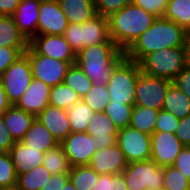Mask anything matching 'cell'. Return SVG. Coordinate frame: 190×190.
Here are the masks:
<instances>
[{
    "mask_svg": "<svg viewBox=\"0 0 190 190\" xmlns=\"http://www.w3.org/2000/svg\"><path fill=\"white\" fill-rule=\"evenodd\" d=\"M68 23L83 24L96 14L94 0H57Z\"/></svg>",
    "mask_w": 190,
    "mask_h": 190,
    "instance_id": "23",
    "label": "cell"
},
{
    "mask_svg": "<svg viewBox=\"0 0 190 190\" xmlns=\"http://www.w3.org/2000/svg\"><path fill=\"white\" fill-rule=\"evenodd\" d=\"M132 3L140 6L156 18H163L168 0H132Z\"/></svg>",
    "mask_w": 190,
    "mask_h": 190,
    "instance_id": "41",
    "label": "cell"
},
{
    "mask_svg": "<svg viewBox=\"0 0 190 190\" xmlns=\"http://www.w3.org/2000/svg\"><path fill=\"white\" fill-rule=\"evenodd\" d=\"M21 0H0V15L12 16Z\"/></svg>",
    "mask_w": 190,
    "mask_h": 190,
    "instance_id": "49",
    "label": "cell"
},
{
    "mask_svg": "<svg viewBox=\"0 0 190 190\" xmlns=\"http://www.w3.org/2000/svg\"><path fill=\"white\" fill-rule=\"evenodd\" d=\"M81 98L64 83L52 86L50 90L49 105L67 110Z\"/></svg>",
    "mask_w": 190,
    "mask_h": 190,
    "instance_id": "32",
    "label": "cell"
},
{
    "mask_svg": "<svg viewBox=\"0 0 190 190\" xmlns=\"http://www.w3.org/2000/svg\"><path fill=\"white\" fill-rule=\"evenodd\" d=\"M165 190H190V180L173 165L164 167Z\"/></svg>",
    "mask_w": 190,
    "mask_h": 190,
    "instance_id": "37",
    "label": "cell"
},
{
    "mask_svg": "<svg viewBox=\"0 0 190 190\" xmlns=\"http://www.w3.org/2000/svg\"><path fill=\"white\" fill-rule=\"evenodd\" d=\"M25 54L28 56L33 78L51 87L63 83L68 69L75 64L38 54L30 45Z\"/></svg>",
    "mask_w": 190,
    "mask_h": 190,
    "instance_id": "9",
    "label": "cell"
},
{
    "mask_svg": "<svg viewBox=\"0 0 190 190\" xmlns=\"http://www.w3.org/2000/svg\"><path fill=\"white\" fill-rule=\"evenodd\" d=\"M162 109L179 119H183L190 115V98L171 83L166 91Z\"/></svg>",
    "mask_w": 190,
    "mask_h": 190,
    "instance_id": "26",
    "label": "cell"
},
{
    "mask_svg": "<svg viewBox=\"0 0 190 190\" xmlns=\"http://www.w3.org/2000/svg\"><path fill=\"white\" fill-rule=\"evenodd\" d=\"M95 143V138L86 132H72L60 144L71 167H75L89 165L94 152L98 151Z\"/></svg>",
    "mask_w": 190,
    "mask_h": 190,
    "instance_id": "12",
    "label": "cell"
},
{
    "mask_svg": "<svg viewBox=\"0 0 190 190\" xmlns=\"http://www.w3.org/2000/svg\"><path fill=\"white\" fill-rule=\"evenodd\" d=\"M172 81L141 72L137 78L135 105L161 110L165 94Z\"/></svg>",
    "mask_w": 190,
    "mask_h": 190,
    "instance_id": "10",
    "label": "cell"
},
{
    "mask_svg": "<svg viewBox=\"0 0 190 190\" xmlns=\"http://www.w3.org/2000/svg\"><path fill=\"white\" fill-rule=\"evenodd\" d=\"M15 144L14 139L11 137L8 129L6 128L2 114H0V146L9 152L11 147Z\"/></svg>",
    "mask_w": 190,
    "mask_h": 190,
    "instance_id": "47",
    "label": "cell"
},
{
    "mask_svg": "<svg viewBox=\"0 0 190 190\" xmlns=\"http://www.w3.org/2000/svg\"><path fill=\"white\" fill-rule=\"evenodd\" d=\"M7 152L0 146V157L6 154Z\"/></svg>",
    "mask_w": 190,
    "mask_h": 190,
    "instance_id": "54",
    "label": "cell"
},
{
    "mask_svg": "<svg viewBox=\"0 0 190 190\" xmlns=\"http://www.w3.org/2000/svg\"><path fill=\"white\" fill-rule=\"evenodd\" d=\"M188 32L173 21L156 18L153 24L125 51L139 63L149 53L165 48L186 47Z\"/></svg>",
    "mask_w": 190,
    "mask_h": 190,
    "instance_id": "1",
    "label": "cell"
},
{
    "mask_svg": "<svg viewBox=\"0 0 190 190\" xmlns=\"http://www.w3.org/2000/svg\"><path fill=\"white\" fill-rule=\"evenodd\" d=\"M174 135L184 146H190V115L180 119L178 128Z\"/></svg>",
    "mask_w": 190,
    "mask_h": 190,
    "instance_id": "45",
    "label": "cell"
},
{
    "mask_svg": "<svg viewBox=\"0 0 190 190\" xmlns=\"http://www.w3.org/2000/svg\"><path fill=\"white\" fill-rule=\"evenodd\" d=\"M21 141L29 148L39 149L44 153L60 144L36 118Z\"/></svg>",
    "mask_w": 190,
    "mask_h": 190,
    "instance_id": "24",
    "label": "cell"
},
{
    "mask_svg": "<svg viewBox=\"0 0 190 190\" xmlns=\"http://www.w3.org/2000/svg\"><path fill=\"white\" fill-rule=\"evenodd\" d=\"M17 184V175L10 154L7 152L0 157V187L14 188Z\"/></svg>",
    "mask_w": 190,
    "mask_h": 190,
    "instance_id": "38",
    "label": "cell"
},
{
    "mask_svg": "<svg viewBox=\"0 0 190 190\" xmlns=\"http://www.w3.org/2000/svg\"><path fill=\"white\" fill-rule=\"evenodd\" d=\"M116 144L128 163L151 158V135L130 126L118 130Z\"/></svg>",
    "mask_w": 190,
    "mask_h": 190,
    "instance_id": "11",
    "label": "cell"
},
{
    "mask_svg": "<svg viewBox=\"0 0 190 190\" xmlns=\"http://www.w3.org/2000/svg\"><path fill=\"white\" fill-rule=\"evenodd\" d=\"M173 166L190 180V146H184L176 157Z\"/></svg>",
    "mask_w": 190,
    "mask_h": 190,
    "instance_id": "43",
    "label": "cell"
},
{
    "mask_svg": "<svg viewBox=\"0 0 190 190\" xmlns=\"http://www.w3.org/2000/svg\"><path fill=\"white\" fill-rule=\"evenodd\" d=\"M2 117L14 141H21L23 139L30 129L31 123L36 118L34 115L17 108L15 105H12L4 112Z\"/></svg>",
    "mask_w": 190,
    "mask_h": 190,
    "instance_id": "22",
    "label": "cell"
},
{
    "mask_svg": "<svg viewBox=\"0 0 190 190\" xmlns=\"http://www.w3.org/2000/svg\"><path fill=\"white\" fill-rule=\"evenodd\" d=\"M66 111L69 117L71 133L86 132L87 126L89 125L92 116L95 114V112L82 100L75 103Z\"/></svg>",
    "mask_w": 190,
    "mask_h": 190,
    "instance_id": "29",
    "label": "cell"
},
{
    "mask_svg": "<svg viewBox=\"0 0 190 190\" xmlns=\"http://www.w3.org/2000/svg\"><path fill=\"white\" fill-rule=\"evenodd\" d=\"M125 57L111 39L107 43L87 46L76 53L75 64L98 86L107 84L117 64Z\"/></svg>",
    "mask_w": 190,
    "mask_h": 190,
    "instance_id": "2",
    "label": "cell"
},
{
    "mask_svg": "<svg viewBox=\"0 0 190 190\" xmlns=\"http://www.w3.org/2000/svg\"><path fill=\"white\" fill-rule=\"evenodd\" d=\"M188 98H190V66H186L172 81Z\"/></svg>",
    "mask_w": 190,
    "mask_h": 190,
    "instance_id": "44",
    "label": "cell"
},
{
    "mask_svg": "<svg viewBox=\"0 0 190 190\" xmlns=\"http://www.w3.org/2000/svg\"><path fill=\"white\" fill-rule=\"evenodd\" d=\"M52 175L69 173L71 165L68 157L64 152V148L59 144L58 146L49 149L43 158L42 164Z\"/></svg>",
    "mask_w": 190,
    "mask_h": 190,
    "instance_id": "31",
    "label": "cell"
},
{
    "mask_svg": "<svg viewBox=\"0 0 190 190\" xmlns=\"http://www.w3.org/2000/svg\"><path fill=\"white\" fill-rule=\"evenodd\" d=\"M139 64L143 73L173 81L187 66V50L186 47L165 48L149 53Z\"/></svg>",
    "mask_w": 190,
    "mask_h": 190,
    "instance_id": "4",
    "label": "cell"
},
{
    "mask_svg": "<svg viewBox=\"0 0 190 190\" xmlns=\"http://www.w3.org/2000/svg\"><path fill=\"white\" fill-rule=\"evenodd\" d=\"M27 48L0 47V76Z\"/></svg>",
    "mask_w": 190,
    "mask_h": 190,
    "instance_id": "42",
    "label": "cell"
},
{
    "mask_svg": "<svg viewBox=\"0 0 190 190\" xmlns=\"http://www.w3.org/2000/svg\"><path fill=\"white\" fill-rule=\"evenodd\" d=\"M12 104L8 101L7 95L0 80V114L6 112Z\"/></svg>",
    "mask_w": 190,
    "mask_h": 190,
    "instance_id": "50",
    "label": "cell"
},
{
    "mask_svg": "<svg viewBox=\"0 0 190 190\" xmlns=\"http://www.w3.org/2000/svg\"><path fill=\"white\" fill-rule=\"evenodd\" d=\"M163 18L175 22L190 33V0H168Z\"/></svg>",
    "mask_w": 190,
    "mask_h": 190,
    "instance_id": "30",
    "label": "cell"
},
{
    "mask_svg": "<svg viewBox=\"0 0 190 190\" xmlns=\"http://www.w3.org/2000/svg\"><path fill=\"white\" fill-rule=\"evenodd\" d=\"M29 45L38 53L65 62H75L76 53L63 35H37Z\"/></svg>",
    "mask_w": 190,
    "mask_h": 190,
    "instance_id": "14",
    "label": "cell"
},
{
    "mask_svg": "<svg viewBox=\"0 0 190 190\" xmlns=\"http://www.w3.org/2000/svg\"><path fill=\"white\" fill-rule=\"evenodd\" d=\"M36 119L61 143L70 133V122L67 111L48 105Z\"/></svg>",
    "mask_w": 190,
    "mask_h": 190,
    "instance_id": "19",
    "label": "cell"
},
{
    "mask_svg": "<svg viewBox=\"0 0 190 190\" xmlns=\"http://www.w3.org/2000/svg\"><path fill=\"white\" fill-rule=\"evenodd\" d=\"M113 190H129L122 173L113 174Z\"/></svg>",
    "mask_w": 190,
    "mask_h": 190,
    "instance_id": "51",
    "label": "cell"
},
{
    "mask_svg": "<svg viewBox=\"0 0 190 190\" xmlns=\"http://www.w3.org/2000/svg\"><path fill=\"white\" fill-rule=\"evenodd\" d=\"M40 3L41 0H21L12 15L14 23L28 41L37 36Z\"/></svg>",
    "mask_w": 190,
    "mask_h": 190,
    "instance_id": "18",
    "label": "cell"
},
{
    "mask_svg": "<svg viewBox=\"0 0 190 190\" xmlns=\"http://www.w3.org/2000/svg\"><path fill=\"white\" fill-rule=\"evenodd\" d=\"M51 176L52 174L43 165H39L18 175L16 187L19 190H41Z\"/></svg>",
    "mask_w": 190,
    "mask_h": 190,
    "instance_id": "28",
    "label": "cell"
},
{
    "mask_svg": "<svg viewBox=\"0 0 190 190\" xmlns=\"http://www.w3.org/2000/svg\"><path fill=\"white\" fill-rule=\"evenodd\" d=\"M86 133L96 140L98 150L111 147L116 144L118 129L109 116L102 113H95L87 126Z\"/></svg>",
    "mask_w": 190,
    "mask_h": 190,
    "instance_id": "20",
    "label": "cell"
},
{
    "mask_svg": "<svg viewBox=\"0 0 190 190\" xmlns=\"http://www.w3.org/2000/svg\"><path fill=\"white\" fill-rule=\"evenodd\" d=\"M63 36L75 53L87 46L107 43L111 39L108 18L97 14L83 24L68 23Z\"/></svg>",
    "mask_w": 190,
    "mask_h": 190,
    "instance_id": "6",
    "label": "cell"
},
{
    "mask_svg": "<svg viewBox=\"0 0 190 190\" xmlns=\"http://www.w3.org/2000/svg\"><path fill=\"white\" fill-rule=\"evenodd\" d=\"M69 180V173L52 175L45 186H42L41 190H62Z\"/></svg>",
    "mask_w": 190,
    "mask_h": 190,
    "instance_id": "46",
    "label": "cell"
},
{
    "mask_svg": "<svg viewBox=\"0 0 190 190\" xmlns=\"http://www.w3.org/2000/svg\"><path fill=\"white\" fill-rule=\"evenodd\" d=\"M67 18L57 0H41L38 13L37 35H63Z\"/></svg>",
    "mask_w": 190,
    "mask_h": 190,
    "instance_id": "13",
    "label": "cell"
},
{
    "mask_svg": "<svg viewBox=\"0 0 190 190\" xmlns=\"http://www.w3.org/2000/svg\"><path fill=\"white\" fill-rule=\"evenodd\" d=\"M63 83L75 91L81 100L93 86V82L76 64L71 65L68 69Z\"/></svg>",
    "mask_w": 190,
    "mask_h": 190,
    "instance_id": "33",
    "label": "cell"
},
{
    "mask_svg": "<svg viewBox=\"0 0 190 190\" xmlns=\"http://www.w3.org/2000/svg\"><path fill=\"white\" fill-rule=\"evenodd\" d=\"M180 119L164 109L159 110L155 125V132L174 134L178 128Z\"/></svg>",
    "mask_w": 190,
    "mask_h": 190,
    "instance_id": "39",
    "label": "cell"
},
{
    "mask_svg": "<svg viewBox=\"0 0 190 190\" xmlns=\"http://www.w3.org/2000/svg\"><path fill=\"white\" fill-rule=\"evenodd\" d=\"M91 190H113V174L99 175Z\"/></svg>",
    "mask_w": 190,
    "mask_h": 190,
    "instance_id": "48",
    "label": "cell"
},
{
    "mask_svg": "<svg viewBox=\"0 0 190 190\" xmlns=\"http://www.w3.org/2000/svg\"><path fill=\"white\" fill-rule=\"evenodd\" d=\"M110 100L111 98L107 86H98L95 84H93L92 88L82 98V101L95 113L104 112L106 106L110 103Z\"/></svg>",
    "mask_w": 190,
    "mask_h": 190,
    "instance_id": "36",
    "label": "cell"
},
{
    "mask_svg": "<svg viewBox=\"0 0 190 190\" xmlns=\"http://www.w3.org/2000/svg\"><path fill=\"white\" fill-rule=\"evenodd\" d=\"M62 190H77L71 180H69L65 186H63Z\"/></svg>",
    "mask_w": 190,
    "mask_h": 190,
    "instance_id": "53",
    "label": "cell"
},
{
    "mask_svg": "<svg viewBox=\"0 0 190 190\" xmlns=\"http://www.w3.org/2000/svg\"><path fill=\"white\" fill-rule=\"evenodd\" d=\"M51 86L33 78L30 86L15 106L35 117L49 105Z\"/></svg>",
    "mask_w": 190,
    "mask_h": 190,
    "instance_id": "17",
    "label": "cell"
},
{
    "mask_svg": "<svg viewBox=\"0 0 190 190\" xmlns=\"http://www.w3.org/2000/svg\"><path fill=\"white\" fill-rule=\"evenodd\" d=\"M183 147L182 142L174 134L154 132L151 134L150 159L158 166H171Z\"/></svg>",
    "mask_w": 190,
    "mask_h": 190,
    "instance_id": "15",
    "label": "cell"
},
{
    "mask_svg": "<svg viewBox=\"0 0 190 190\" xmlns=\"http://www.w3.org/2000/svg\"><path fill=\"white\" fill-rule=\"evenodd\" d=\"M94 2L96 14L108 18L112 13L132 3V0H94Z\"/></svg>",
    "mask_w": 190,
    "mask_h": 190,
    "instance_id": "40",
    "label": "cell"
},
{
    "mask_svg": "<svg viewBox=\"0 0 190 190\" xmlns=\"http://www.w3.org/2000/svg\"><path fill=\"white\" fill-rule=\"evenodd\" d=\"M129 190H162L164 167L152 159L130 162L122 172Z\"/></svg>",
    "mask_w": 190,
    "mask_h": 190,
    "instance_id": "7",
    "label": "cell"
},
{
    "mask_svg": "<svg viewBox=\"0 0 190 190\" xmlns=\"http://www.w3.org/2000/svg\"><path fill=\"white\" fill-rule=\"evenodd\" d=\"M33 79L28 56L23 53L0 76L8 101L15 105Z\"/></svg>",
    "mask_w": 190,
    "mask_h": 190,
    "instance_id": "8",
    "label": "cell"
},
{
    "mask_svg": "<svg viewBox=\"0 0 190 190\" xmlns=\"http://www.w3.org/2000/svg\"><path fill=\"white\" fill-rule=\"evenodd\" d=\"M155 20L154 15L130 3L108 17L110 38L126 51Z\"/></svg>",
    "mask_w": 190,
    "mask_h": 190,
    "instance_id": "3",
    "label": "cell"
},
{
    "mask_svg": "<svg viewBox=\"0 0 190 190\" xmlns=\"http://www.w3.org/2000/svg\"><path fill=\"white\" fill-rule=\"evenodd\" d=\"M3 190H19L17 187L14 188H7V189H3Z\"/></svg>",
    "mask_w": 190,
    "mask_h": 190,
    "instance_id": "55",
    "label": "cell"
},
{
    "mask_svg": "<svg viewBox=\"0 0 190 190\" xmlns=\"http://www.w3.org/2000/svg\"><path fill=\"white\" fill-rule=\"evenodd\" d=\"M8 153L17 176L42 165L45 156L44 152L39 149L29 148L22 141H15Z\"/></svg>",
    "mask_w": 190,
    "mask_h": 190,
    "instance_id": "21",
    "label": "cell"
},
{
    "mask_svg": "<svg viewBox=\"0 0 190 190\" xmlns=\"http://www.w3.org/2000/svg\"><path fill=\"white\" fill-rule=\"evenodd\" d=\"M29 41L19 31L12 16L0 15V47L28 48Z\"/></svg>",
    "mask_w": 190,
    "mask_h": 190,
    "instance_id": "25",
    "label": "cell"
},
{
    "mask_svg": "<svg viewBox=\"0 0 190 190\" xmlns=\"http://www.w3.org/2000/svg\"><path fill=\"white\" fill-rule=\"evenodd\" d=\"M133 107L124 103L110 102L103 113L110 117L119 130L130 125Z\"/></svg>",
    "mask_w": 190,
    "mask_h": 190,
    "instance_id": "35",
    "label": "cell"
},
{
    "mask_svg": "<svg viewBox=\"0 0 190 190\" xmlns=\"http://www.w3.org/2000/svg\"><path fill=\"white\" fill-rule=\"evenodd\" d=\"M128 162L117 144L95 151L89 166L99 175L122 173Z\"/></svg>",
    "mask_w": 190,
    "mask_h": 190,
    "instance_id": "16",
    "label": "cell"
},
{
    "mask_svg": "<svg viewBox=\"0 0 190 190\" xmlns=\"http://www.w3.org/2000/svg\"><path fill=\"white\" fill-rule=\"evenodd\" d=\"M99 174L89 165L71 167L69 178L77 190H91Z\"/></svg>",
    "mask_w": 190,
    "mask_h": 190,
    "instance_id": "34",
    "label": "cell"
},
{
    "mask_svg": "<svg viewBox=\"0 0 190 190\" xmlns=\"http://www.w3.org/2000/svg\"><path fill=\"white\" fill-rule=\"evenodd\" d=\"M158 113L159 110L134 105L129 126L151 135L155 132Z\"/></svg>",
    "mask_w": 190,
    "mask_h": 190,
    "instance_id": "27",
    "label": "cell"
},
{
    "mask_svg": "<svg viewBox=\"0 0 190 190\" xmlns=\"http://www.w3.org/2000/svg\"><path fill=\"white\" fill-rule=\"evenodd\" d=\"M186 50H187V65L190 66V33L188 34L187 38Z\"/></svg>",
    "mask_w": 190,
    "mask_h": 190,
    "instance_id": "52",
    "label": "cell"
},
{
    "mask_svg": "<svg viewBox=\"0 0 190 190\" xmlns=\"http://www.w3.org/2000/svg\"><path fill=\"white\" fill-rule=\"evenodd\" d=\"M141 72L140 64L125 56L117 64L106 84L110 102L134 106L137 78Z\"/></svg>",
    "mask_w": 190,
    "mask_h": 190,
    "instance_id": "5",
    "label": "cell"
}]
</instances>
